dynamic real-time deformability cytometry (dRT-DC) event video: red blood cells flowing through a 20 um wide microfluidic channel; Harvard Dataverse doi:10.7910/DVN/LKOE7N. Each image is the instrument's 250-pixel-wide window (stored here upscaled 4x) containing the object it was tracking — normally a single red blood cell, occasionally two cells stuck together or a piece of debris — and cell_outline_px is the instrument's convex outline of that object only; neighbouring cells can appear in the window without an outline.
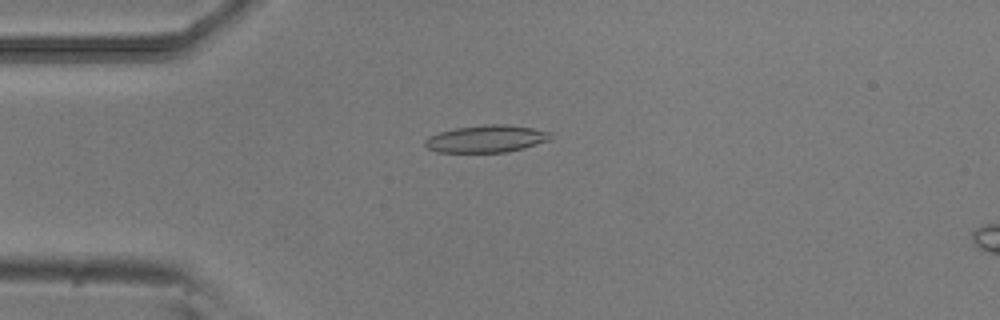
{"species": "common noctule bat (a hibernating species)", "species_latin": "Nyctalus noctula", "temperature_condition": "room temperature", "stored_images_in_passage": 52, "camera_frame_rate_fps": 3000, "um_per_image_px": 0.085, "animal": {"sex": "male", "body_mass_g": 20.5, "forearm_length_mm": 52.5}, "frame": {"image": 1, "passage_image": 13, "time_ms": 4.0, "image_size_px": [1000, 320], "cell_outline_px": [[556, 136], [548, 140], [524, 148], [504, 152], [436, 152], [428, 148], [424, 144], [424, 140], [428, 136], [440, 132], [456, 128], [484, 124], [504, 124], [532, 128], [552, 132]], "centroid_in_image_um": [41.35, 11.79], "position_along_channel_um": 43.6, "area_um2": 20.0}}
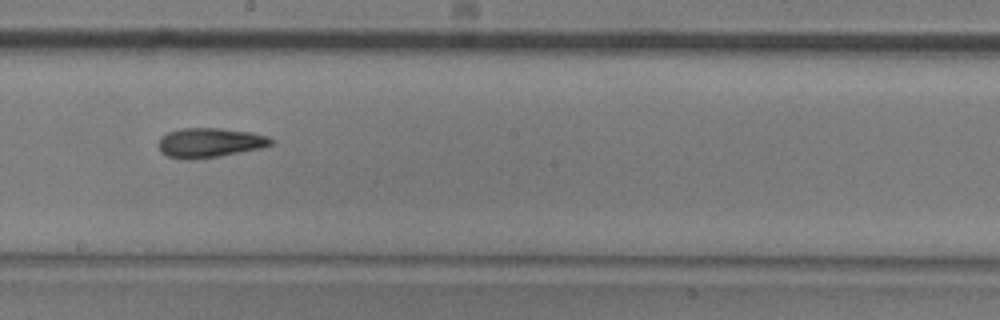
{"frame": {"image": 2, "passage_image": 29, "time_ms": 9.333, "image_size_px": [1000, 320], "cell_outline_px": [[276, 140], [272, 144], [260, 148], [220, 156], [192, 160], [184, 160], [168, 156], [160, 152], [156, 144], [160, 136], [168, 132], [180, 128], [220, 128], [252, 132], [268, 136]], "centroid_in_image_um": [17.79, 12.13], "position_along_channel_um": 230.4, "area_um2": 19.77}}
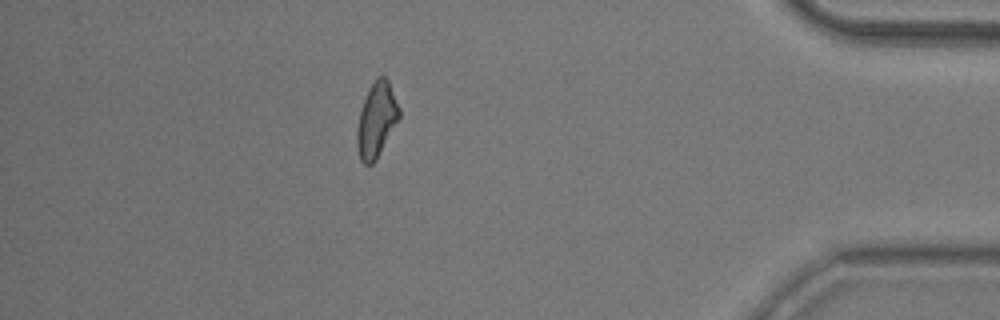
{"frame": {"image": 3, "passage_image": 46, "time_ms": 15.0, "image_size_px": [1000, 320], "cell_outline_px": [[400, 116], [376, 160], [372, 164], [364, 164], [360, 160], [356, 144], [356, 132], [360, 112], [368, 88], [376, 76], [384, 76], [388, 80], [400, 108]], "centroid_in_image_um": [31.99, 10.18], "position_along_channel_um": 403.2, "area_um2": 18.32}, "authors_computed_cell_mechanics": {"area_um2": 19.0451, "velocity_mm_per_s": 3.8328, "shape_relaxation_time_tau1_ms": 6.462, "shape_relaxation_time_tau2_ms": 4.9403, "deformation_change_tau1": 0.1802, "deformation_change_tau2": 0.1233}}